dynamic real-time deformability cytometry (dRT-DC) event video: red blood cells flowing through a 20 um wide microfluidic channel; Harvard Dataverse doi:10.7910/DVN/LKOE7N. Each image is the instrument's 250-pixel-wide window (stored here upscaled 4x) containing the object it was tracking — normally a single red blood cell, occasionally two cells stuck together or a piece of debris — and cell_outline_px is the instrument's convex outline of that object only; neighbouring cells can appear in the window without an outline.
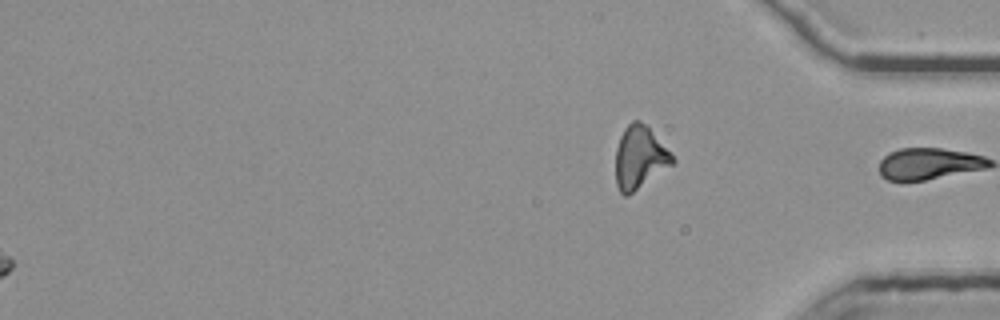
{"species": "common noctule bat (a hibernating species)", "species_latin": "Nyctalus noctula", "temperature_condition": "room temperature", "stored_images_in_passage": 50, "segment_of_instrument_passage": [2, 2], "camera_frame_rate_fps": 3000, "um_per_image_px": 0.085, "animal": {"sex": "female", "body_mass_g": 25.1}, "frame": {"image": 1, "passage_image": 50, "time_ms": 16.333, "image_size_px": [1000, 320], "cell_outline_px": [[676, 160], [672, 164], [628, 196], [624, 196], [620, 192], [616, 184], [616, 148], [620, 136], [624, 128], [632, 120], [640, 120], [648, 128]], "centroid_in_image_um": [54.33, 13.4], "position_along_channel_um": 380.9, "area_um2": 20.29}}